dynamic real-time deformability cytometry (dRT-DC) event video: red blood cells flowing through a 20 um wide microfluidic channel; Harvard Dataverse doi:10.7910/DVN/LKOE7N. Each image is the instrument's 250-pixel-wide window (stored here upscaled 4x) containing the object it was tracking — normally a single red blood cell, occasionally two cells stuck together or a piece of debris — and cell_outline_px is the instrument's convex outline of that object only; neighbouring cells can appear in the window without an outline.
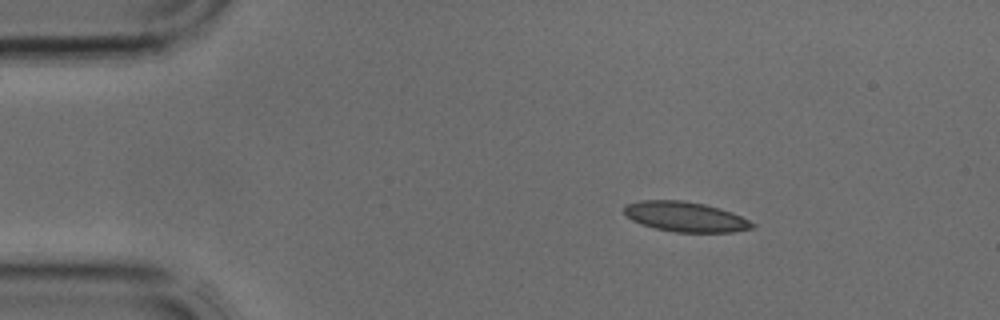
{"species": "common noctule bat (a hibernating species)", "species_latin": "Nyctalus noctula", "temperature_condition": "cold", "stored_images_in_passage": 2, "camera_frame_rate_fps": 3000, "um_per_image_px": 0.085, "animal": {"sex": "male", "body_mass_g": 17.9, "forearm_length_mm": 54.2}, "frame": {"image": 1, "passage_image": 1, "time_ms": 0.0, "image_size_px": [1000, 320], "cell_outline_px": [[756, 228], [732, 232], [676, 232], [656, 228], [640, 224], [632, 220], [624, 212], [624, 204], [640, 200], [684, 200], [704, 204], [720, 208], [732, 212], [756, 224]], "centroid_in_image_um": [58.27, 18.42], "position_along_channel_um": 26.7, "area_um2": 22.48}}
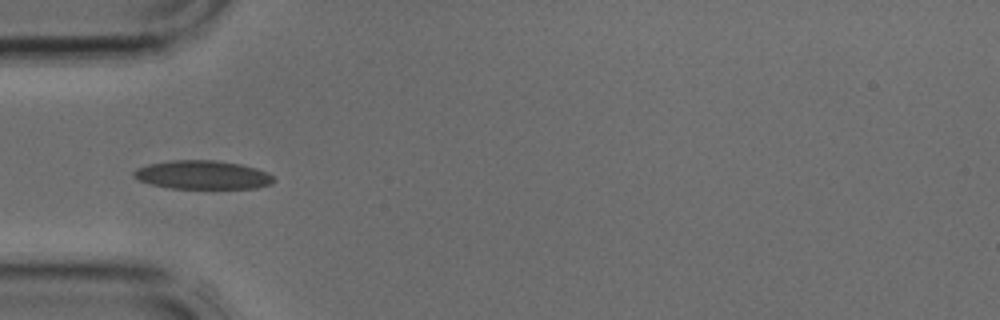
{"frame": {"image": 2, "passage_image": 2, "time_ms": 0.333, "image_size_px": [1000, 320], "cell_outline_px": [[276, 180], [272, 184], [256, 188], [172, 188], [152, 184], [140, 180], [132, 176], [132, 172], [136, 168], [148, 164], [172, 160], [216, 160], [240, 164], [256, 168], [268, 172]], "centroid_in_image_um": [17.24, 14.86], "position_along_channel_um": 67.8, "area_um2": 23.35}}